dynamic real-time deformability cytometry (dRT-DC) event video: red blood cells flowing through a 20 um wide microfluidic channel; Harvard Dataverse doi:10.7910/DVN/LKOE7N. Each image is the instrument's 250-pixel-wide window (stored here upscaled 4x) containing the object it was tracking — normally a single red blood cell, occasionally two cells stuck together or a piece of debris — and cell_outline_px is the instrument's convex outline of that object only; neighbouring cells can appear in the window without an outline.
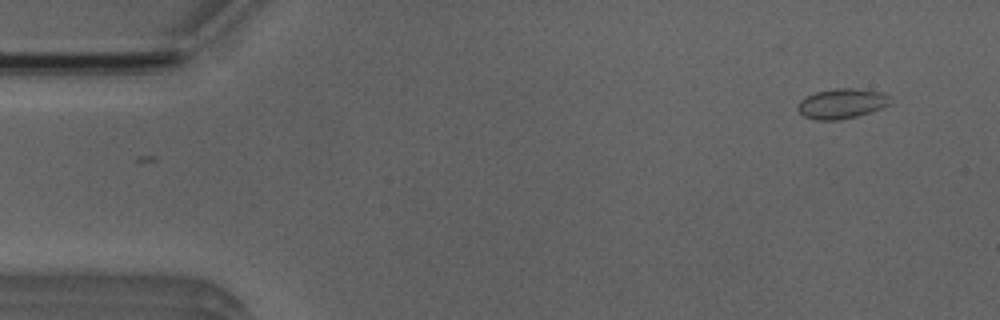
{"species": "Egyptian fruit bat (a non-hibernating species)", "species_latin": "Rousettus aegyptiacus", "temperature_condition": "room temperature", "stored_images_in_passage": 13, "camera_frame_rate_fps": 3000, "um_per_image_px": 0.085, "animal": {"sex": "male"}, "frame": {"image": 1, "passage_image": 1, "time_ms": 0.0, "image_size_px": [1000, 320], "cell_outline_px": [[892, 104], [856, 116], [836, 120], [816, 120], [804, 116], [796, 108], [800, 100], [816, 92], [836, 88], [852, 88], [884, 92], [892, 96]], "centroid_in_image_um": [71.59, 8.79], "position_along_channel_um": 13.4, "area_um2": 16.18}}